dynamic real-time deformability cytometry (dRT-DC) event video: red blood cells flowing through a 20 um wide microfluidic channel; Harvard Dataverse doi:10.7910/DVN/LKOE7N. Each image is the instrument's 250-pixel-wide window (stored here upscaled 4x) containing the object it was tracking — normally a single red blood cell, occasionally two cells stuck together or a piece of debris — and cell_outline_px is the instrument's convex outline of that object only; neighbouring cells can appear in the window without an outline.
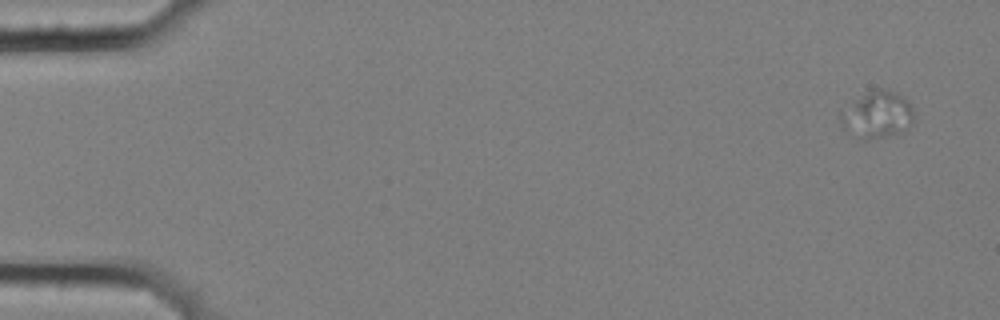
{"species": "common noctule bat (a hibernating species)", "species_latin": "Nyctalus noctula", "temperature_condition": "cold", "stored_images_in_passage": 13, "camera_frame_rate_fps": 3000, "um_per_image_px": 0.085, "animal": {"sex": "female", "body_mass_g": 25.1}, "frame": {"image": 1, "passage_image": 1, "time_ms": 0.0, "image_size_px": [1000, 320], "cell_outline_px": [[912, 124], [904, 132], [868, 140], [860, 140], [848, 132], [844, 128], [840, 120], [840, 112], [856, 100], [868, 92], [880, 88], [884, 88], [896, 92], [912, 108]], "centroid_in_image_um": [74.55, 9.8], "position_along_channel_um": 10.5, "area_um2": 19.71}}
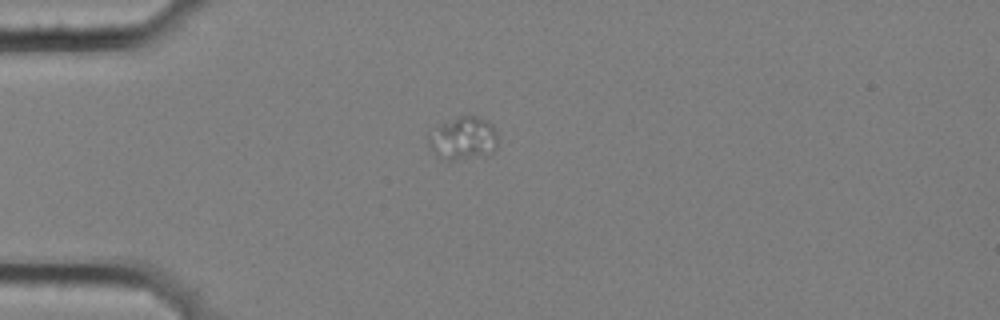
{"frame": {"image": 2, "passage_image": 4, "time_ms": 1.0, "image_size_px": [1000, 320], "cell_outline_px": [[496, 148], [492, 152], [452, 160], [448, 160], [428, 148], [428, 136], [444, 124], [468, 112], [488, 120], [492, 124], [496, 132]], "centroid_in_image_um": [39.41, 11.71], "position_along_channel_um": 45.6, "area_um2": 16.82}}